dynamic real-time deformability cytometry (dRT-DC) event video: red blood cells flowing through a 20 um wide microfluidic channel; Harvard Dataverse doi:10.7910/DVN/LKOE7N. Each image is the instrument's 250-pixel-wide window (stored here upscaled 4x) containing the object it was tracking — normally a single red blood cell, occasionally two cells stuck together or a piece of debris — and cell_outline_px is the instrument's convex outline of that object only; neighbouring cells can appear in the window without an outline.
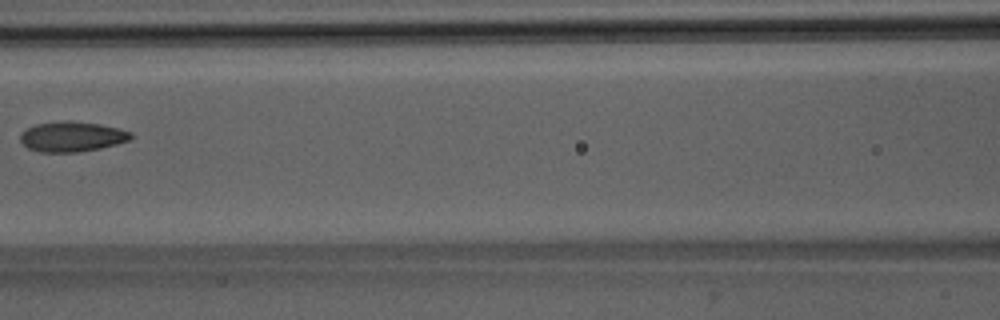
{"species": "Egyptian fruit bat (a non-hibernating species)", "species_latin": "Rousettus aegyptiacus", "temperature_condition": "room temperature", "stored_images_in_passage": 7, "camera_frame_rate_fps": 3000, "um_per_image_px": 0.085, "animal": {"sex": "male"}, "frame": {"image": 1, "passage_image": 7, "time_ms": 7.0, "image_size_px": [1000, 320], "cell_outline_px": [[132, 136], [128, 140], [116, 144], [100, 148], [76, 152], [40, 152], [28, 148], [20, 140], [20, 132], [36, 124], [64, 120], [68, 120], [100, 124], [120, 128], [132, 132]], "centroid_in_image_um": [6.11, 11.6], "position_along_channel_um": 160.5, "area_um2": 19.42}}